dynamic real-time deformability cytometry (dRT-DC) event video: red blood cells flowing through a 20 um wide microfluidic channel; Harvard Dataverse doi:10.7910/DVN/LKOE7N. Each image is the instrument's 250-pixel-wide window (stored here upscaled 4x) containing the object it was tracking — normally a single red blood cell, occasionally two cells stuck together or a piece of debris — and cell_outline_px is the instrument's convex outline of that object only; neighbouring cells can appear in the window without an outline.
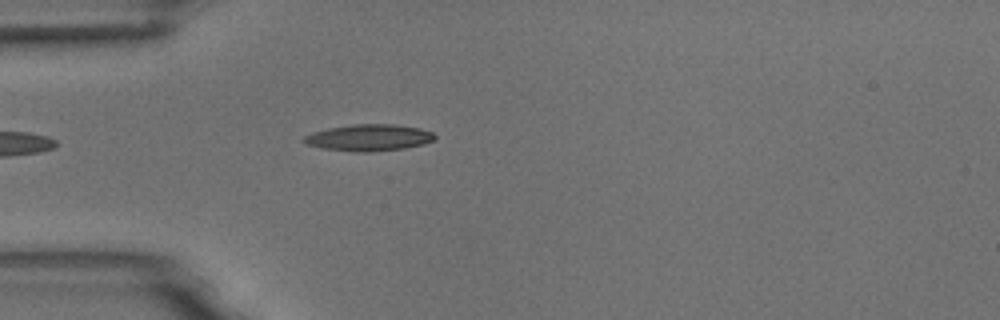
{"species": "common noctule bat (a hibernating species)", "species_latin": "Nyctalus noctula", "temperature_condition": "room temperature", "stored_images_in_passage": 2, "camera_frame_rate_fps": 3000, "um_per_image_px": 0.085, "animal": {"sex": "male", "body_mass_g": 18.8}, "frame": {"image": 1, "passage_image": 2, "time_ms": 1.333, "image_size_px": [1000, 320], "cell_outline_px": [[436, 136], [432, 140], [424, 144], [404, 148], [368, 152], [356, 152], [324, 148], [308, 144], [300, 140], [304, 136], [312, 132], [328, 128], [352, 124], [396, 124], [420, 128], [432, 132]], "centroid_in_image_um": [31.35, 11.69], "position_along_channel_um": 53.7, "area_um2": 20.23}}